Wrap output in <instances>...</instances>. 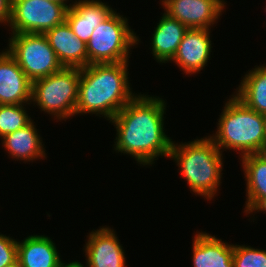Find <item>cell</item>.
Returning a JSON list of instances; mask_svg holds the SVG:
<instances>
[{
    "label": "cell",
    "mask_w": 266,
    "mask_h": 267,
    "mask_svg": "<svg viewBox=\"0 0 266 267\" xmlns=\"http://www.w3.org/2000/svg\"><path fill=\"white\" fill-rule=\"evenodd\" d=\"M165 109L162 98L135 95L110 120L117 131L115 150L143 165H152L159 156L169 157L172 139L163 128Z\"/></svg>",
    "instance_id": "6da1fadb"
},
{
    "label": "cell",
    "mask_w": 266,
    "mask_h": 267,
    "mask_svg": "<svg viewBox=\"0 0 266 267\" xmlns=\"http://www.w3.org/2000/svg\"><path fill=\"white\" fill-rule=\"evenodd\" d=\"M127 67L128 61L95 63L80 68L75 114H100L111 120L135 96Z\"/></svg>",
    "instance_id": "7a4b0ae2"
},
{
    "label": "cell",
    "mask_w": 266,
    "mask_h": 267,
    "mask_svg": "<svg viewBox=\"0 0 266 267\" xmlns=\"http://www.w3.org/2000/svg\"><path fill=\"white\" fill-rule=\"evenodd\" d=\"M169 158L177 162L180 174L192 192L211 200L221 185L222 151L210 136L188 143L172 141Z\"/></svg>",
    "instance_id": "3957f363"
},
{
    "label": "cell",
    "mask_w": 266,
    "mask_h": 267,
    "mask_svg": "<svg viewBox=\"0 0 266 267\" xmlns=\"http://www.w3.org/2000/svg\"><path fill=\"white\" fill-rule=\"evenodd\" d=\"M223 108L217 132L210 136L217 148L241 151V156L260 153L266 144L263 115L248 108L235 95Z\"/></svg>",
    "instance_id": "277c9868"
},
{
    "label": "cell",
    "mask_w": 266,
    "mask_h": 267,
    "mask_svg": "<svg viewBox=\"0 0 266 267\" xmlns=\"http://www.w3.org/2000/svg\"><path fill=\"white\" fill-rule=\"evenodd\" d=\"M80 68L63 67L47 77L32 82L31 102L56 119L64 120L75 115Z\"/></svg>",
    "instance_id": "5b68a950"
},
{
    "label": "cell",
    "mask_w": 266,
    "mask_h": 267,
    "mask_svg": "<svg viewBox=\"0 0 266 267\" xmlns=\"http://www.w3.org/2000/svg\"><path fill=\"white\" fill-rule=\"evenodd\" d=\"M138 42L136 33L128 26L127 18L113 11L94 28L86 43L88 65L126 62L129 60L130 47Z\"/></svg>",
    "instance_id": "8992f818"
},
{
    "label": "cell",
    "mask_w": 266,
    "mask_h": 267,
    "mask_svg": "<svg viewBox=\"0 0 266 267\" xmlns=\"http://www.w3.org/2000/svg\"><path fill=\"white\" fill-rule=\"evenodd\" d=\"M8 46L5 50L32 82L63 68L45 34L11 33Z\"/></svg>",
    "instance_id": "52a82bcc"
},
{
    "label": "cell",
    "mask_w": 266,
    "mask_h": 267,
    "mask_svg": "<svg viewBox=\"0 0 266 267\" xmlns=\"http://www.w3.org/2000/svg\"><path fill=\"white\" fill-rule=\"evenodd\" d=\"M68 8L49 0H12V33L45 34L65 22Z\"/></svg>",
    "instance_id": "ba28073f"
},
{
    "label": "cell",
    "mask_w": 266,
    "mask_h": 267,
    "mask_svg": "<svg viewBox=\"0 0 266 267\" xmlns=\"http://www.w3.org/2000/svg\"><path fill=\"white\" fill-rule=\"evenodd\" d=\"M165 13L177 19L188 29H209L222 15L223 0H171Z\"/></svg>",
    "instance_id": "9c48e42d"
},
{
    "label": "cell",
    "mask_w": 266,
    "mask_h": 267,
    "mask_svg": "<svg viewBox=\"0 0 266 267\" xmlns=\"http://www.w3.org/2000/svg\"><path fill=\"white\" fill-rule=\"evenodd\" d=\"M95 231V232H94ZM88 236L85 256L88 267H126V257L114 230L100 227ZM82 267H87L78 262Z\"/></svg>",
    "instance_id": "30bf717a"
},
{
    "label": "cell",
    "mask_w": 266,
    "mask_h": 267,
    "mask_svg": "<svg viewBox=\"0 0 266 267\" xmlns=\"http://www.w3.org/2000/svg\"><path fill=\"white\" fill-rule=\"evenodd\" d=\"M32 81L9 52L0 53V104H30Z\"/></svg>",
    "instance_id": "8fae6325"
},
{
    "label": "cell",
    "mask_w": 266,
    "mask_h": 267,
    "mask_svg": "<svg viewBox=\"0 0 266 267\" xmlns=\"http://www.w3.org/2000/svg\"><path fill=\"white\" fill-rule=\"evenodd\" d=\"M209 33L210 29H188L171 61L188 75L203 70L212 52Z\"/></svg>",
    "instance_id": "7c38bea8"
},
{
    "label": "cell",
    "mask_w": 266,
    "mask_h": 267,
    "mask_svg": "<svg viewBox=\"0 0 266 267\" xmlns=\"http://www.w3.org/2000/svg\"><path fill=\"white\" fill-rule=\"evenodd\" d=\"M45 36L63 67L82 68L88 65L86 43L75 36L66 21L48 30Z\"/></svg>",
    "instance_id": "4fadbf2b"
},
{
    "label": "cell",
    "mask_w": 266,
    "mask_h": 267,
    "mask_svg": "<svg viewBox=\"0 0 266 267\" xmlns=\"http://www.w3.org/2000/svg\"><path fill=\"white\" fill-rule=\"evenodd\" d=\"M114 10L100 0H79L67 10L66 22L77 38L87 43L100 23Z\"/></svg>",
    "instance_id": "5bb4252c"
},
{
    "label": "cell",
    "mask_w": 266,
    "mask_h": 267,
    "mask_svg": "<svg viewBox=\"0 0 266 267\" xmlns=\"http://www.w3.org/2000/svg\"><path fill=\"white\" fill-rule=\"evenodd\" d=\"M55 243L44 235H31L17 243L21 267H64Z\"/></svg>",
    "instance_id": "9a60e30c"
},
{
    "label": "cell",
    "mask_w": 266,
    "mask_h": 267,
    "mask_svg": "<svg viewBox=\"0 0 266 267\" xmlns=\"http://www.w3.org/2000/svg\"><path fill=\"white\" fill-rule=\"evenodd\" d=\"M193 241L194 267H234L233 245L204 232H197Z\"/></svg>",
    "instance_id": "2e32d148"
},
{
    "label": "cell",
    "mask_w": 266,
    "mask_h": 267,
    "mask_svg": "<svg viewBox=\"0 0 266 267\" xmlns=\"http://www.w3.org/2000/svg\"><path fill=\"white\" fill-rule=\"evenodd\" d=\"M188 28L164 12L152 34V54L160 63H167L175 56Z\"/></svg>",
    "instance_id": "e0dca14e"
},
{
    "label": "cell",
    "mask_w": 266,
    "mask_h": 267,
    "mask_svg": "<svg viewBox=\"0 0 266 267\" xmlns=\"http://www.w3.org/2000/svg\"><path fill=\"white\" fill-rule=\"evenodd\" d=\"M2 140L4 148L9 155L17 160L33 161L44 158L45 149L40 135L37 133L34 122L31 121L24 128L5 135Z\"/></svg>",
    "instance_id": "ac0fdd59"
},
{
    "label": "cell",
    "mask_w": 266,
    "mask_h": 267,
    "mask_svg": "<svg viewBox=\"0 0 266 267\" xmlns=\"http://www.w3.org/2000/svg\"><path fill=\"white\" fill-rule=\"evenodd\" d=\"M244 177H246V205L248 212L260 199L266 198V159L259 153L241 157Z\"/></svg>",
    "instance_id": "d6986e66"
},
{
    "label": "cell",
    "mask_w": 266,
    "mask_h": 267,
    "mask_svg": "<svg viewBox=\"0 0 266 267\" xmlns=\"http://www.w3.org/2000/svg\"><path fill=\"white\" fill-rule=\"evenodd\" d=\"M250 70L243 77L235 96L248 108L266 113V65Z\"/></svg>",
    "instance_id": "ffe728a7"
},
{
    "label": "cell",
    "mask_w": 266,
    "mask_h": 267,
    "mask_svg": "<svg viewBox=\"0 0 266 267\" xmlns=\"http://www.w3.org/2000/svg\"><path fill=\"white\" fill-rule=\"evenodd\" d=\"M24 104H0V138L28 125L32 119Z\"/></svg>",
    "instance_id": "44dd1931"
},
{
    "label": "cell",
    "mask_w": 266,
    "mask_h": 267,
    "mask_svg": "<svg viewBox=\"0 0 266 267\" xmlns=\"http://www.w3.org/2000/svg\"><path fill=\"white\" fill-rule=\"evenodd\" d=\"M234 267H266V251L245 245H233Z\"/></svg>",
    "instance_id": "7402d4cb"
},
{
    "label": "cell",
    "mask_w": 266,
    "mask_h": 267,
    "mask_svg": "<svg viewBox=\"0 0 266 267\" xmlns=\"http://www.w3.org/2000/svg\"><path fill=\"white\" fill-rule=\"evenodd\" d=\"M17 243L15 239L0 234V267H5L17 259Z\"/></svg>",
    "instance_id": "603a6c76"
},
{
    "label": "cell",
    "mask_w": 266,
    "mask_h": 267,
    "mask_svg": "<svg viewBox=\"0 0 266 267\" xmlns=\"http://www.w3.org/2000/svg\"><path fill=\"white\" fill-rule=\"evenodd\" d=\"M12 0H0V23L11 22Z\"/></svg>",
    "instance_id": "cb8c5ba5"
},
{
    "label": "cell",
    "mask_w": 266,
    "mask_h": 267,
    "mask_svg": "<svg viewBox=\"0 0 266 267\" xmlns=\"http://www.w3.org/2000/svg\"><path fill=\"white\" fill-rule=\"evenodd\" d=\"M255 211L259 212V211H265L266 212V198L260 199L248 212L249 213H253Z\"/></svg>",
    "instance_id": "d4e9b609"
},
{
    "label": "cell",
    "mask_w": 266,
    "mask_h": 267,
    "mask_svg": "<svg viewBox=\"0 0 266 267\" xmlns=\"http://www.w3.org/2000/svg\"><path fill=\"white\" fill-rule=\"evenodd\" d=\"M49 1H55L58 2L62 5H64L65 7H67L68 9L72 8L74 6V4L71 5V3L69 5H67V0H49Z\"/></svg>",
    "instance_id": "484cf974"
},
{
    "label": "cell",
    "mask_w": 266,
    "mask_h": 267,
    "mask_svg": "<svg viewBox=\"0 0 266 267\" xmlns=\"http://www.w3.org/2000/svg\"><path fill=\"white\" fill-rule=\"evenodd\" d=\"M5 267H21V264L20 262L18 261V259H16L14 262L8 264L7 266Z\"/></svg>",
    "instance_id": "4316f807"
},
{
    "label": "cell",
    "mask_w": 266,
    "mask_h": 267,
    "mask_svg": "<svg viewBox=\"0 0 266 267\" xmlns=\"http://www.w3.org/2000/svg\"><path fill=\"white\" fill-rule=\"evenodd\" d=\"M64 267H82V266L78 263V261H74L66 264Z\"/></svg>",
    "instance_id": "83f0119b"
},
{
    "label": "cell",
    "mask_w": 266,
    "mask_h": 267,
    "mask_svg": "<svg viewBox=\"0 0 266 267\" xmlns=\"http://www.w3.org/2000/svg\"><path fill=\"white\" fill-rule=\"evenodd\" d=\"M259 154L266 159V144L263 146Z\"/></svg>",
    "instance_id": "f1b7e54d"
},
{
    "label": "cell",
    "mask_w": 266,
    "mask_h": 267,
    "mask_svg": "<svg viewBox=\"0 0 266 267\" xmlns=\"http://www.w3.org/2000/svg\"><path fill=\"white\" fill-rule=\"evenodd\" d=\"M263 118H264L265 135H266V113L263 115Z\"/></svg>",
    "instance_id": "f546056e"
},
{
    "label": "cell",
    "mask_w": 266,
    "mask_h": 267,
    "mask_svg": "<svg viewBox=\"0 0 266 267\" xmlns=\"http://www.w3.org/2000/svg\"><path fill=\"white\" fill-rule=\"evenodd\" d=\"M169 1H171V0H162V5H163V7H164Z\"/></svg>",
    "instance_id": "4dcf8cb0"
}]
</instances>
